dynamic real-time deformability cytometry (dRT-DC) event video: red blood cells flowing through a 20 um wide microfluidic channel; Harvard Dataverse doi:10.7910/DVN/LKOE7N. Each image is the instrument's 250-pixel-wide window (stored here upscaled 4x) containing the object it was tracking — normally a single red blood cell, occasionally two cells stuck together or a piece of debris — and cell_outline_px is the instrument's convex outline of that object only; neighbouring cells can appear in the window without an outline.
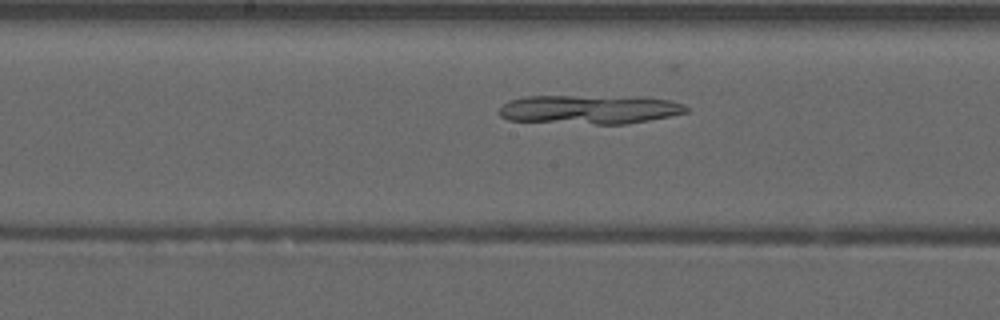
{"species": "common noctule bat (a hibernating species)", "species_latin": "Nyctalus noctula", "temperature_condition": "warm", "stored_images_in_passage": 43, "camera_frame_rate_fps": 3000, "um_per_image_px": 0.085, "animal": {"sex": "male", "forearm_length_mm": 52.5}, "frame": {"image": 1, "passage_image": 24, "time_ms": 7.667, "image_size_px": [1000, 320], "cell_outline_px": [[688, 112], [628, 124], [596, 124], [508, 120], [500, 116], [500, 108], [508, 100], [524, 96], [644, 96], [668, 100], [684, 104], [688, 108]], "centroid_in_image_um": [50.13, 9.29], "position_along_channel_um": 198.1, "area_um2": 31.79}}
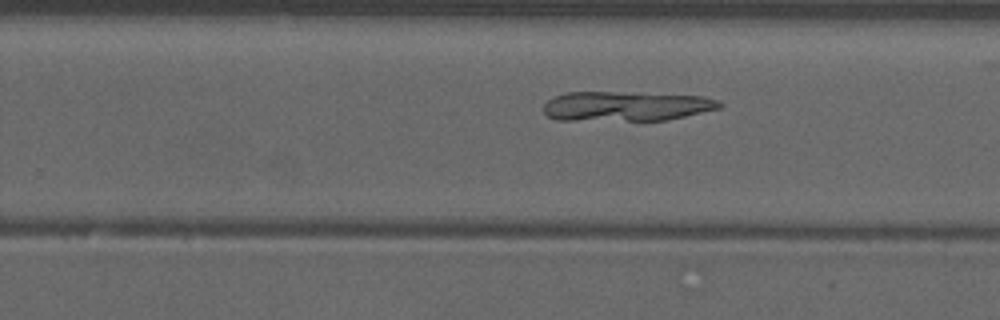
{"frame": {"image": 2, "passage_image": 30, "time_ms": 9.667, "image_size_px": [1000, 320], "cell_outline_px": [[724, 104], [720, 108], [684, 116], [664, 120], [556, 120], [548, 116], [544, 112], [544, 104], [548, 100], [556, 96], [568, 92], [640, 92], [704, 96], [716, 100]], "centroid_in_image_um": [53.22, 9.01], "position_along_channel_um": 276.6, "area_um2": 30.52}}
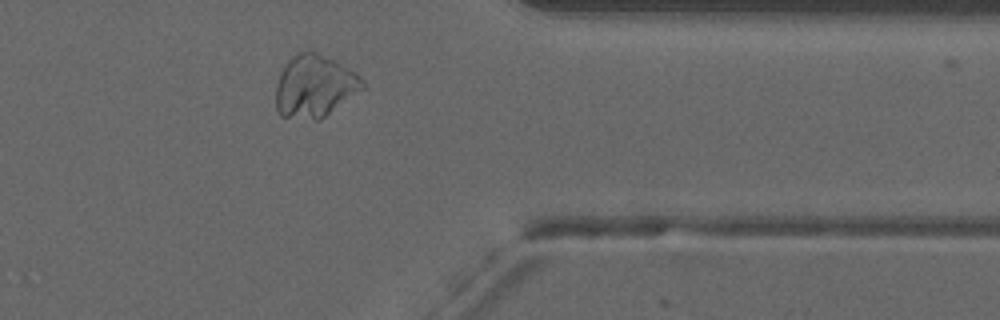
{"frame": {"image": 3, "passage_image": 39, "time_ms": 12.667, "image_size_px": [1000, 320], "cell_outline_px": [[368, 88], [320, 120], [316, 120], [280, 116], [276, 108], [276, 84], [280, 72], [284, 64], [292, 56], [300, 52], [316, 52], [356, 72], [364, 80]], "centroid_in_image_um": [26.78, 7.36], "position_along_channel_um": 384.6, "area_um2": 31.91}}